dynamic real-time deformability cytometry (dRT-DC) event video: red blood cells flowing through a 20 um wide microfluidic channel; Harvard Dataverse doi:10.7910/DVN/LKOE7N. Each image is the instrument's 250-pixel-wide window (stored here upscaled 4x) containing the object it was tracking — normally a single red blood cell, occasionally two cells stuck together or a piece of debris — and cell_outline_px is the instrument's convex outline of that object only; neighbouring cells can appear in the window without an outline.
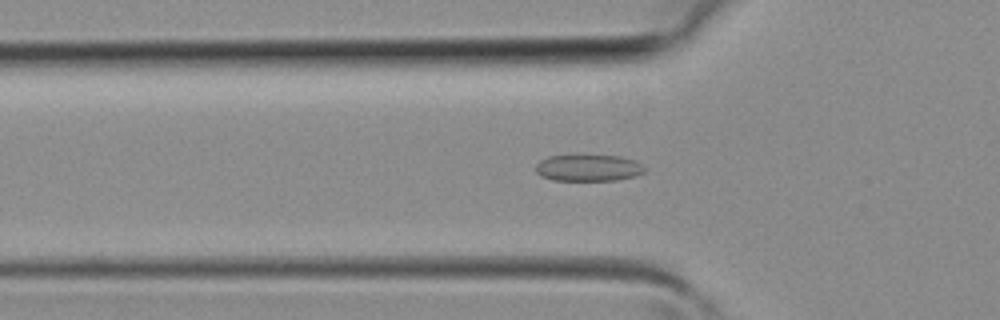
{"species": "common noctule bat (a hibernating species)", "species_latin": "Nyctalus noctula", "temperature_condition": "room temperature", "stored_images_in_passage": 34, "segment_of_instrument_passage": [1, 2], "camera_frame_rate_fps": 3000, "um_per_image_px": 0.085, "animal": {"sex": "female", "body_mass_g": 19.3, "forearm_length_mm": 54.1}, "frame": {"image": 1, "passage_image": 7, "time_ms": 2.0, "image_size_px": [1000, 320], "cell_outline_px": [[640, 172], [632, 176], [612, 180], [556, 180], [544, 176], [536, 172], [536, 164], [552, 156], [612, 156], [628, 160]], "centroid_in_image_um": [49.81, 14.29], "position_along_channel_um": 76.0, "area_um2": 15.32}}
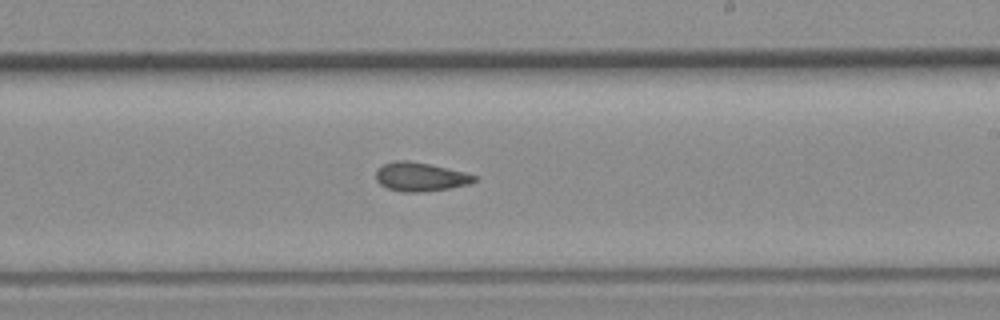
{"frame": {"image": 2, "passage_image": 17, "time_ms": 5.333, "image_size_px": [1000, 320], "cell_outline_px": [[476, 180], [464, 184], [448, 188], [408, 192], [388, 188], [380, 184], [376, 180], [376, 172], [384, 164], [428, 164], [476, 176]], "centroid_in_image_um": [35.71, 15.08], "position_along_channel_um": 253.3, "area_um2": 14.85}}
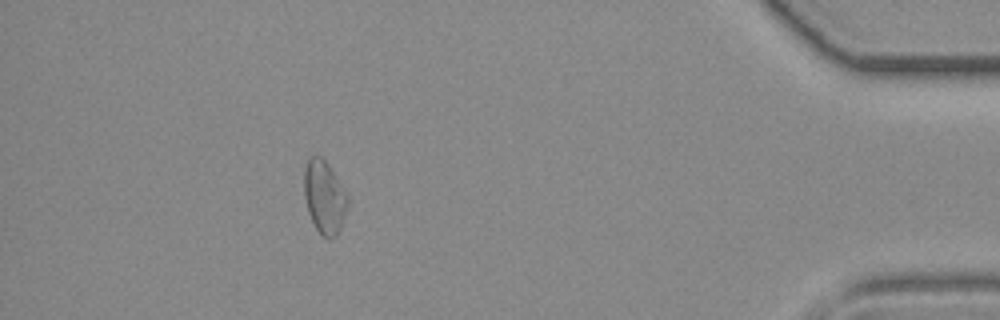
{"frame": {"image": 3, "passage_image": 29, "time_ms": 9.333, "image_size_px": [1000, 320], "cell_outline_px": [[344, 208], [340, 224], [336, 232], [328, 236], [324, 236], [316, 228], [312, 220], [308, 208], [304, 192], [304, 172], [308, 160], [312, 156], [320, 156], [324, 160], [344, 196]], "centroid_in_image_um": [27.45, 16.7], "position_along_channel_um": 407.7, "area_um2": 16.36}}